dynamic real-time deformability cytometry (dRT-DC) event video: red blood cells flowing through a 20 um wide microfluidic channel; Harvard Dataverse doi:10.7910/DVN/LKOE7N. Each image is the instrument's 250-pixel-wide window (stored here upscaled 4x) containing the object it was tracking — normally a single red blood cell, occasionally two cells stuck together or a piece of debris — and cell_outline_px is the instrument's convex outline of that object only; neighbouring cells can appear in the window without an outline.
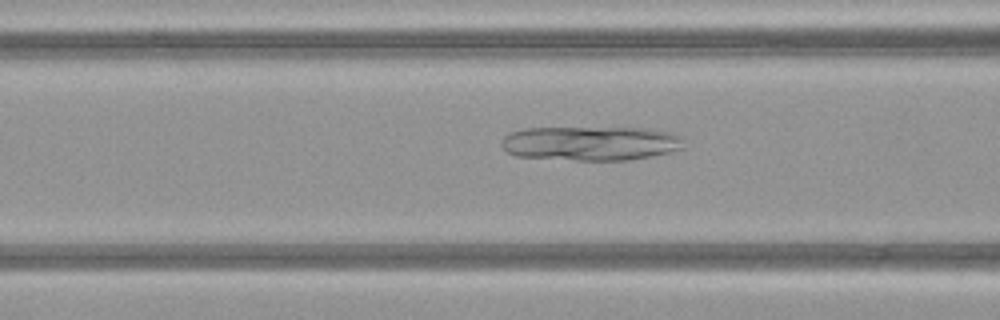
{"species": "common noctule bat (a hibernating species)", "species_latin": "Nyctalus noctula", "temperature_condition": "warm", "stored_images_in_passage": 35, "camera_frame_rate_fps": 3000, "um_per_image_px": 0.085, "animal": {"sex": "female", "body_mass_g": 21.9}, "frame": {"image": 1, "passage_image": 5, "time_ms": 1.333, "image_size_px": [1000, 320], "cell_outline_px": [[680, 148], [672, 152], [652, 156], [628, 160], [576, 160], [516, 156], [508, 152], [500, 144], [500, 140], [508, 132], [524, 128], [644, 128], [668, 132], [680, 136]], "centroid_in_image_um": [50.13, 12.18], "position_along_channel_um": 116.5, "area_um2": 36.36}}
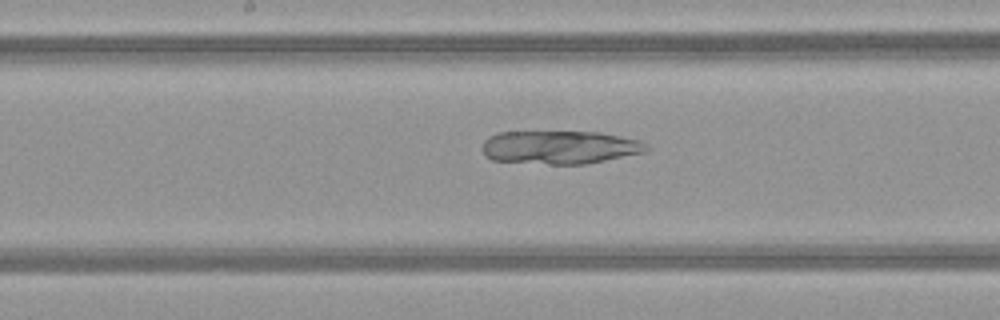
{"frame": {"image": 2, "passage_image": 11, "time_ms": 3.333, "image_size_px": [1000, 320], "cell_outline_px": [[652, 148], [644, 152], [584, 164], [552, 164], [492, 160], [484, 156], [480, 148], [484, 140], [488, 136], [496, 132], [600, 132], [640, 140], [648, 144]], "centroid_in_image_um": [47.55, 12.51], "position_along_channel_um": 200.7, "area_um2": 32.02}}
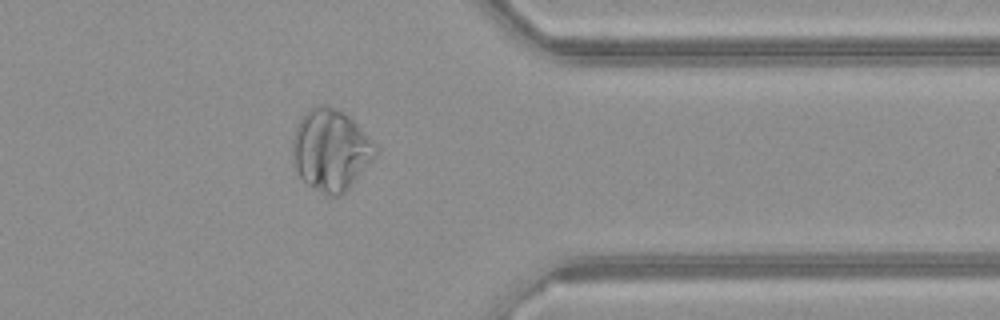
{"frame": {"image": 3, "passage_image": 25, "time_ms": 8.0, "image_size_px": [1000, 320], "cell_outline_px": [[380, 148], [376, 156], [352, 184], [344, 192], [336, 196], [328, 196], [320, 192], [308, 184], [300, 176], [292, 164], [292, 136], [296, 124], [312, 108], [324, 104], [328, 104], [344, 112]], "centroid_in_image_um": [28.1, 12.75], "position_along_channel_um": 383.3, "area_um2": 39.36}}